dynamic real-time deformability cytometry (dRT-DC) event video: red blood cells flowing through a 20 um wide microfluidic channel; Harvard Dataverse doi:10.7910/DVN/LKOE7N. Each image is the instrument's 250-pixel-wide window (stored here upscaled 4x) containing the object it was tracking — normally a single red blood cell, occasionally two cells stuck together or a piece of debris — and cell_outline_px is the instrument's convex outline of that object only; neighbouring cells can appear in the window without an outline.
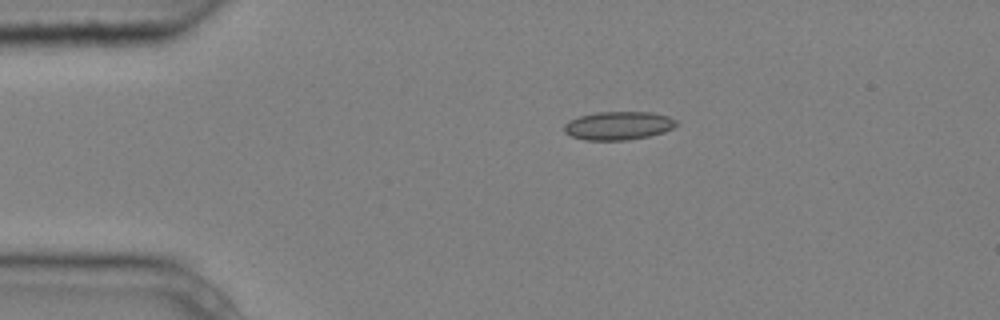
{"species": "common noctule bat (a hibernating species)", "species_latin": "Nyctalus noctula", "temperature_condition": "cold", "stored_images_in_passage": 2, "camera_frame_rate_fps": 3000, "um_per_image_px": 0.085, "animal": {"sex": "male", "body_mass_g": 20.4}, "frame": {"image": 1, "passage_image": 1, "time_ms": 0.0, "image_size_px": [1000, 320], "cell_outline_px": [[676, 124], [672, 128], [664, 132], [648, 136], [628, 140], [584, 140], [572, 136], [564, 132], [564, 124], [568, 120], [580, 116], [596, 112], [652, 112], [668, 116], [676, 120]], "centroid_in_image_um": [52.54, 10.68], "position_along_channel_um": 32.5, "area_um2": 18.55}}